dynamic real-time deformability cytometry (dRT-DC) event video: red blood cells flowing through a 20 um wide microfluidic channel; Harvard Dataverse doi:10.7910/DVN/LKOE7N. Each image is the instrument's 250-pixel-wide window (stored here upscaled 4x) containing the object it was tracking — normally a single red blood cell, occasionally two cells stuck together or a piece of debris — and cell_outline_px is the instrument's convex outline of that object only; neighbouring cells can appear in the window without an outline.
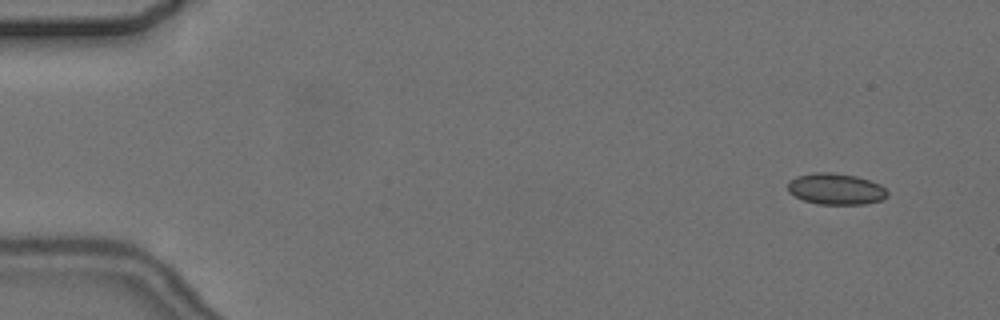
{"species": "common noctule bat (a hibernating species)", "species_latin": "Nyctalus noctula", "temperature_condition": "cold", "stored_images_in_passage": 9, "camera_frame_rate_fps": 3000, "um_per_image_px": 0.085, "animal": {"sex": "female", "body_mass_g": 24.6, "forearm_length_mm": 56.2}, "frame": {"image": 1, "passage_image": 1, "time_ms": 0.0, "image_size_px": [1000, 320], "cell_outline_px": [[888, 196], [884, 200], [864, 204], [816, 204], [792, 196], [788, 192], [788, 180], [796, 176], [816, 172], [832, 172], [856, 176], [880, 184], [888, 192]], "centroid_in_image_um": [71.03, 16.06], "position_along_channel_um": 14.0, "area_um2": 18.38}}
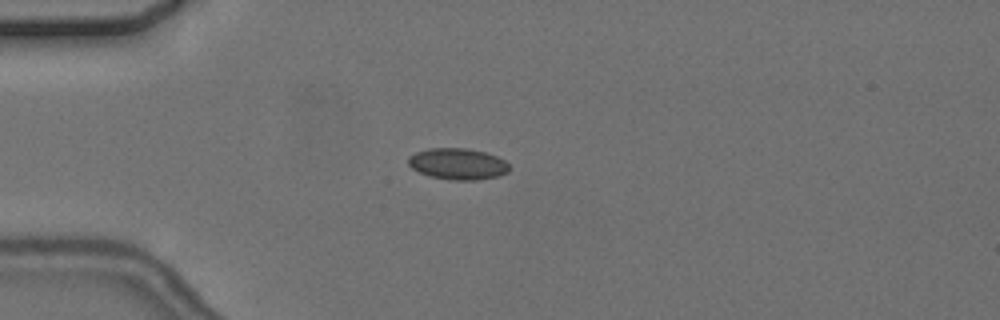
{"frame": {"image": 2, "passage_image": 2, "time_ms": 3.667, "image_size_px": [1000, 320], "cell_outline_px": [[512, 168], [508, 172], [500, 176], [476, 180], [452, 180], [432, 176], [420, 172], [412, 168], [408, 164], [408, 156], [416, 152], [428, 148], [468, 148], [484, 152], [496, 156], [504, 160]], "centroid_in_image_um": [38.94, 13.93], "position_along_channel_um": 46.1, "area_um2": 18.5}}
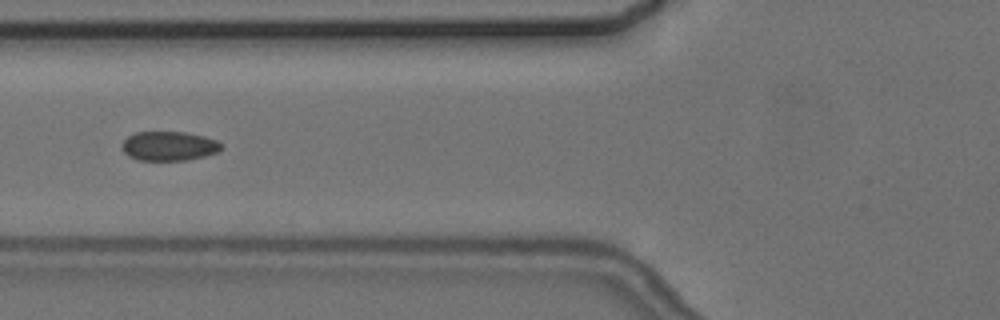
{"frame": {"image": 3, "passage_image": 4, "time_ms": 6.0, "image_size_px": [1000, 320], "cell_outline_px": [[224, 148], [216, 152], [204, 156], [184, 160], [136, 160], [128, 156], [120, 148], [120, 144], [128, 136], [136, 132], [184, 132], [204, 136], [216, 140], [224, 144]], "centroid_in_image_um": [14.34, 12.41], "position_along_channel_um": 111.5, "area_um2": 17.11}}